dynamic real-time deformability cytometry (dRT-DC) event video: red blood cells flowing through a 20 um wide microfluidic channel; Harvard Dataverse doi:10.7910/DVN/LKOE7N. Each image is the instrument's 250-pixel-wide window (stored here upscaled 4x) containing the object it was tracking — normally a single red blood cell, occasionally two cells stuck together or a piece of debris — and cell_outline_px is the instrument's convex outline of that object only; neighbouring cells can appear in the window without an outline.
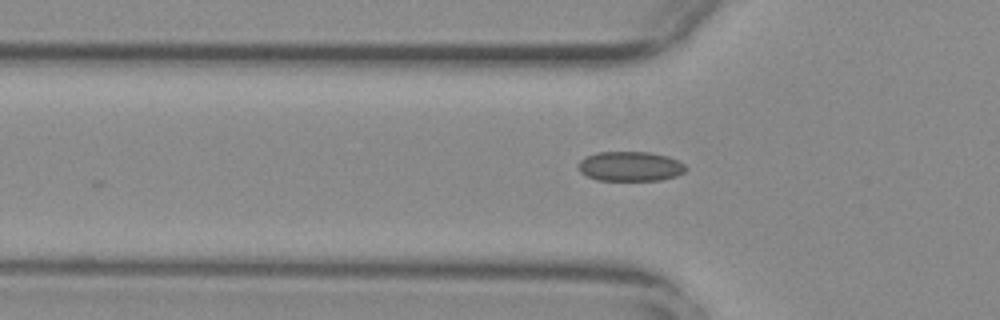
{"species": "common noctule bat (a hibernating species)", "species_latin": "Nyctalus noctula", "temperature_condition": "warm", "stored_images_in_passage": 21, "camera_frame_rate_fps": 3000, "um_per_image_px": 0.085, "animal": {"sex": "female", "body_mass_g": 29.2, "forearm_length_mm": 56.3}, "frame": {"image": 1, "passage_image": 6, "time_ms": 1.667, "image_size_px": [1000, 320], "cell_outline_px": [[688, 168], [684, 172], [676, 176], [660, 180], [596, 180], [580, 172], [576, 164], [580, 160], [596, 152], [648, 152], [668, 156], [684, 164]], "centroid_in_image_um": [53.56, 14.14], "position_along_channel_um": 72.2, "area_um2": 18.61}}
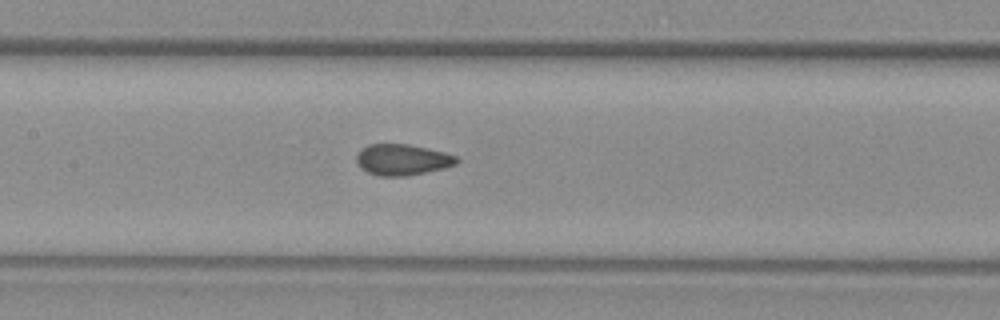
{"frame": {"image": 2, "passage_image": 14, "time_ms": 4.333, "image_size_px": [1000, 320], "cell_outline_px": [[460, 160], [456, 164], [444, 168], [408, 176], [380, 176], [368, 172], [360, 168], [356, 160], [356, 156], [368, 144], [408, 144], [444, 152], [456, 156]], "centroid_in_image_um": [34.21, 13.58], "position_along_channel_um": 173.2, "area_um2": 18.03}}
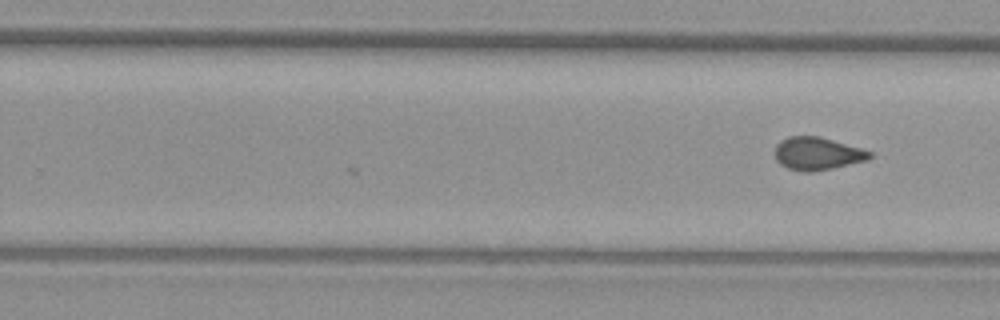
{"frame": {"image": 3, "passage_image": 21, "time_ms": 6.667, "image_size_px": [1000, 320], "cell_outline_px": [[872, 156], [868, 160], [832, 168], [812, 172], [804, 172], [788, 168], [780, 164], [776, 160], [776, 144], [780, 140], [788, 136], [820, 136], [860, 148], [872, 152]], "centroid_in_image_um": [69.46, 13.05], "position_along_channel_um": 260.3, "area_um2": 18.09}}